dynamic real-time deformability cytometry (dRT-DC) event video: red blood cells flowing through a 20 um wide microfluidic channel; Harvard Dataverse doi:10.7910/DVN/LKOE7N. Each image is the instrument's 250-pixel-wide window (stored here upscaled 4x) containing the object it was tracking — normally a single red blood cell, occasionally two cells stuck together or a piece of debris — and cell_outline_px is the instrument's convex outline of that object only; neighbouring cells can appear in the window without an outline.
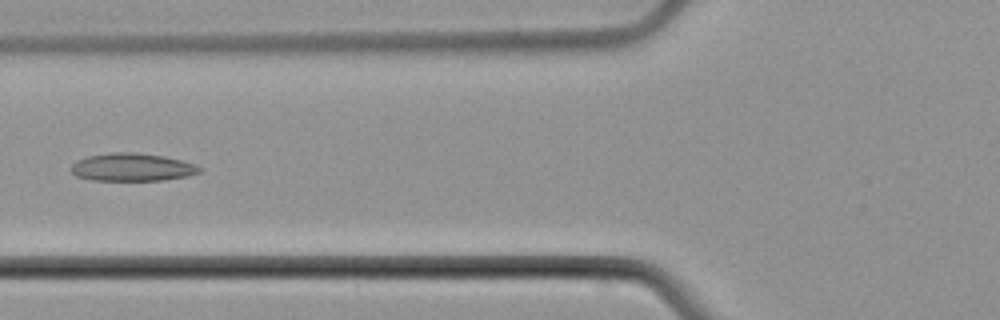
{"species": "common noctule bat (a hibernating species)", "species_latin": "Nyctalus noctula", "temperature_condition": "cold", "stored_images_in_passage": 6, "camera_frame_rate_fps": 3000, "um_per_image_px": 0.085, "animal": {"sex": "male", "body_mass_g": 21.5, "forearm_length_mm": 52.0}, "frame": {"image": 1, "passage_image": 6, "time_ms": 7.0, "image_size_px": [1000, 320], "cell_outline_px": [[204, 168], [200, 172], [188, 176], [164, 180], [92, 180], [76, 176], [68, 168], [76, 160], [88, 156], [112, 152], [136, 152], [164, 156], [196, 164]], "centroid_in_image_um": [11.23, 14.21], "position_along_channel_um": 114.6, "area_um2": 21.04}}